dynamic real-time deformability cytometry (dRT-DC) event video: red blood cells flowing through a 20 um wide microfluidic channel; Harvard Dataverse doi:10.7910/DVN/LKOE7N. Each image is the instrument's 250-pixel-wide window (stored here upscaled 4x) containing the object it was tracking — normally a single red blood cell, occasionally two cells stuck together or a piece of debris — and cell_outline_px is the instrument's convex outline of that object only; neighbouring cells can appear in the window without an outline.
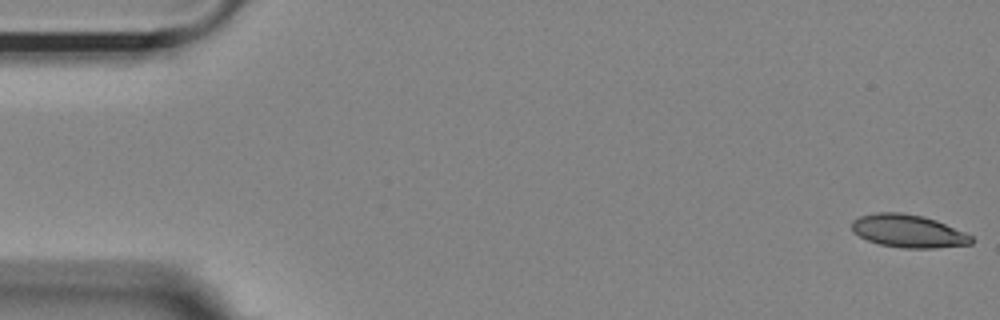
{"species": "Egyptian fruit bat (a non-hibernating species)", "species_latin": "Rousettus aegyptiacus", "temperature_condition": "room temperature", "stored_images_in_passage": 14, "camera_frame_rate_fps": 3000, "um_per_image_px": 0.085, "animal": {"sex": "female"}, "frame": {"image": 1, "passage_image": 1, "time_ms": 0.0, "image_size_px": [1000, 320], "cell_outline_px": [[972, 244], [936, 248], [904, 248], [880, 244], [868, 240], [852, 232], [852, 220], [860, 216], [876, 212], [900, 212], [924, 216], [936, 220], [964, 232], [972, 236]], "centroid_in_image_um": [77.19, 19.63], "position_along_channel_um": 7.8, "area_um2": 22.89}}
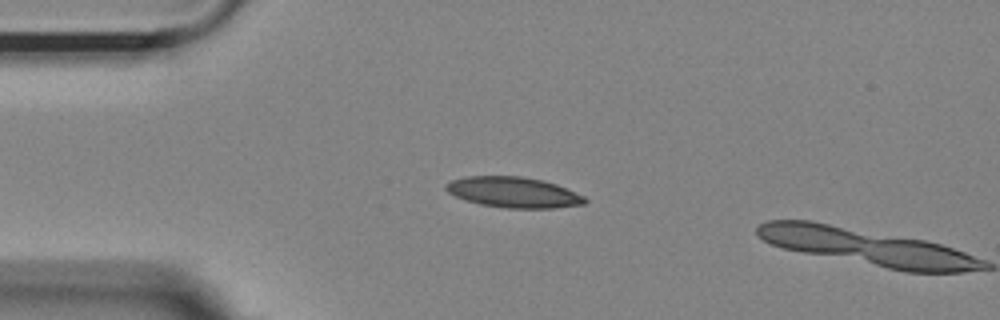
{"frame": {"image": 2, "passage_image": 13, "time_ms": 4.0, "image_size_px": [1000, 320], "cell_outline_px": [[588, 200], [584, 204], [552, 208], [508, 208], [480, 204], [456, 196], [448, 192], [444, 188], [444, 184], [452, 180], [468, 176], [520, 176], [544, 180], [556, 184], [584, 196]], "centroid_in_image_um": [43.65, 16.34], "position_along_channel_um": 41.4, "area_um2": 24.62}}